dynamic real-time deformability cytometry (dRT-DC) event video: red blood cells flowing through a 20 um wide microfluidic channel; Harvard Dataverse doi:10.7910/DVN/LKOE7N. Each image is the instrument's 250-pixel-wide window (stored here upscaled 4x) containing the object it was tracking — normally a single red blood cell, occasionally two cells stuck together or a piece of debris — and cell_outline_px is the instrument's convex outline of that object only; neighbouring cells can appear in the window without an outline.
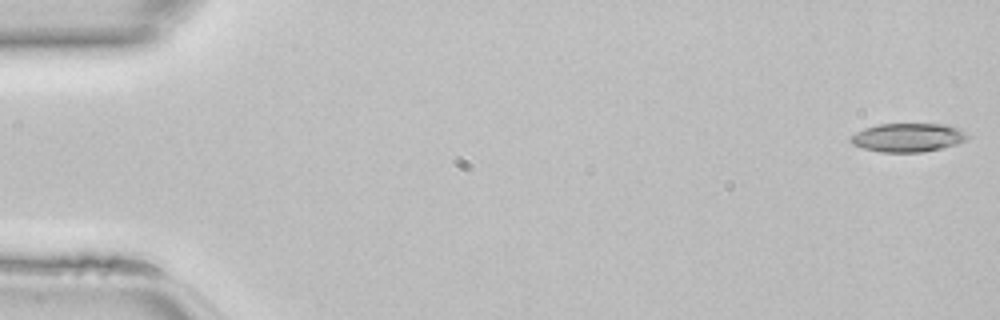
{"species": "common noctule bat (a hibernating species)", "species_latin": "Nyctalus noctula", "temperature_condition": "room temperature", "stored_images_in_passage": 46, "camera_frame_rate_fps": 3000, "um_per_image_px": 0.085, "animal": {"sex": "female", "body_mass_g": 22.7, "forearm_length_mm": 54.2}, "frame": {"image": 1, "passage_image": 1, "time_ms": 0.0, "image_size_px": [1000, 320], "cell_outline_px": [[968, 140], [956, 144], [940, 148], [920, 152], [880, 152], [864, 148], [852, 144], [848, 140], [856, 132], [864, 128], [876, 124], [948, 124], [964, 132], [968, 136]], "centroid_in_image_um": [77.14, 11.68], "position_along_channel_um": 7.9, "area_um2": 19.42}}
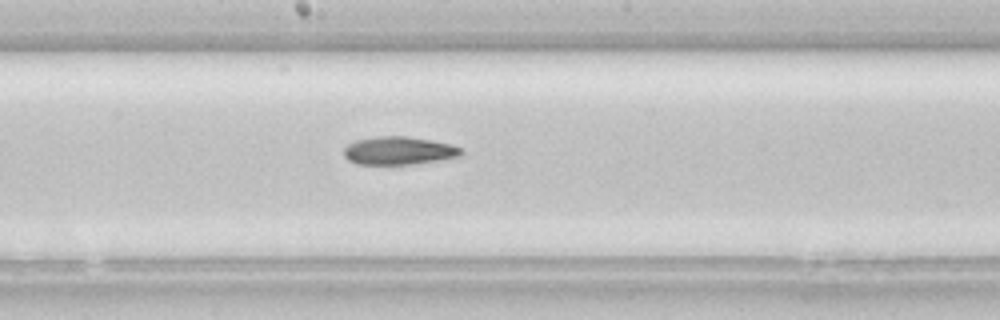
{"frame": {"image": 2, "passage_image": 25, "time_ms": 8.0, "image_size_px": [1000, 320], "cell_outline_px": [[464, 152], [460, 156], [416, 164], [356, 164], [348, 160], [344, 156], [344, 148], [348, 144], [356, 140], [376, 136], [404, 136], [432, 140], [452, 144], [464, 148]], "centroid_in_image_um": [33.92, 12.8], "position_along_channel_um": 214.3, "area_um2": 19.36}}
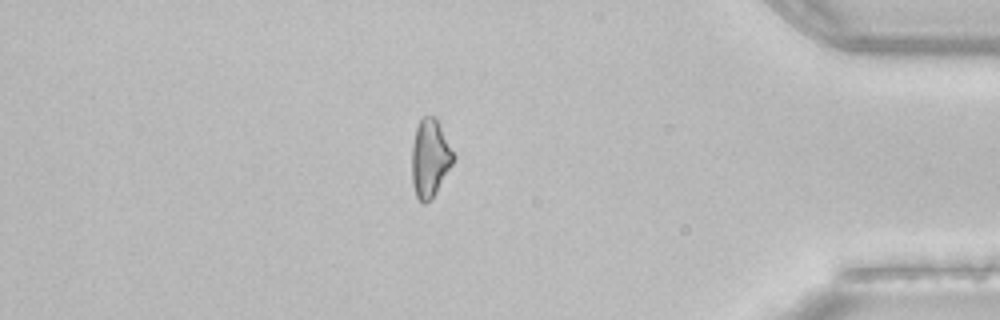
{"frame": {"image": 3, "passage_image": 40, "time_ms": 13.0, "image_size_px": [1000, 320], "cell_outline_px": [[456, 156], [452, 164], [432, 200], [424, 204], [416, 196], [412, 184], [412, 144], [416, 128], [420, 120], [424, 116], [432, 116], [436, 120]], "centroid_in_image_um": [36.54, 13.49], "position_along_channel_um": 398.7, "area_um2": 18.67}}